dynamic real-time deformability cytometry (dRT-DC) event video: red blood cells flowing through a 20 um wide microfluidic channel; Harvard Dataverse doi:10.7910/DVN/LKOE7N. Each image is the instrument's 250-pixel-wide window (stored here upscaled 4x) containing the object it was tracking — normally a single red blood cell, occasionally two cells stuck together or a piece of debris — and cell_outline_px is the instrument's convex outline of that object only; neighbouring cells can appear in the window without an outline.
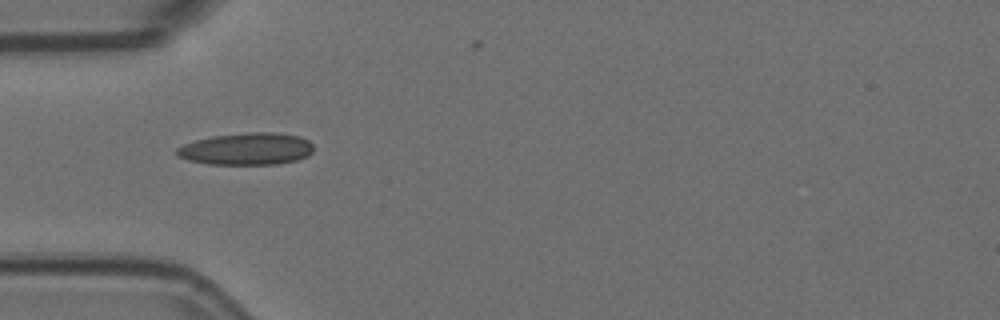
{"species": "Egyptian fruit bat (a non-hibernating species)", "species_latin": "Rousettus aegyptiacus", "temperature_condition": "room temperature", "stored_images_in_passage": 5, "camera_frame_rate_fps": 3000, "um_per_image_px": 0.085, "animal": {"sex": "female"}, "frame": {"image": 1, "passage_image": 1, "time_ms": 0.0, "image_size_px": [1000, 320], "cell_outline_px": [[312, 152], [308, 156], [296, 160], [276, 164], [208, 164], [188, 160], [176, 156], [176, 148], [184, 144], [196, 140], [212, 136], [248, 132], [272, 132], [300, 136], [308, 140], [312, 144]], "centroid_in_image_um": [20.95, 12.65], "position_along_channel_um": 64.1, "area_um2": 25.61}}
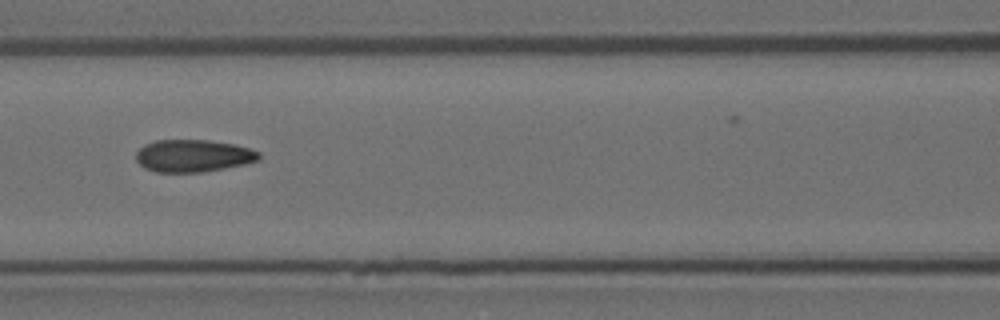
{"frame": {"image": 2, "passage_image": 3, "time_ms": 0.667, "image_size_px": [1000, 320], "cell_outline_px": [[260, 160], [244, 164], [224, 168], [200, 172], [156, 172], [144, 168], [136, 160], [136, 152], [144, 144], [156, 140], [208, 140], [232, 144], [248, 148], [260, 152]], "centroid_in_image_um": [16.4, 13.24], "position_along_channel_um": 150.2, "area_um2": 23.12}}
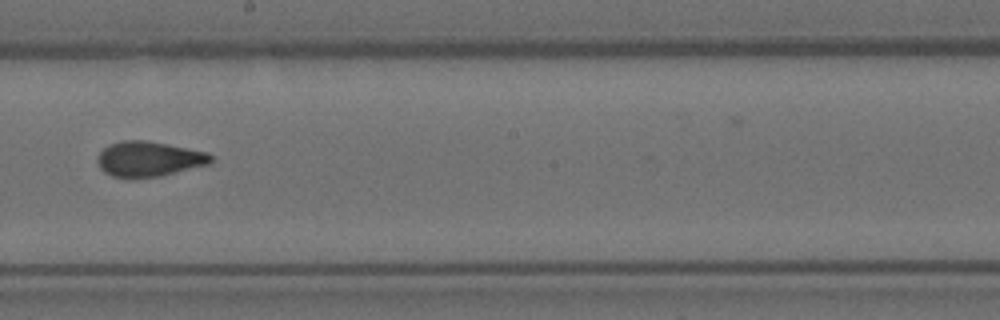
{"frame": {"image": 3, "passage_image": 5, "time_ms": 1.333, "image_size_px": [1000, 320], "cell_outline_px": [[216, 160], [212, 164], [160, 176], [128, 180], [112, 176], [104, 172], [100, 168], [96, 160], [96, 156], [108, 144], [120, 140], [144, 140], [168, 144], [208, 152]], "centroid_in_image_um": [12.65, 13.53], "position_along_channel_um": 235.5, "area_um2": 23.99}}